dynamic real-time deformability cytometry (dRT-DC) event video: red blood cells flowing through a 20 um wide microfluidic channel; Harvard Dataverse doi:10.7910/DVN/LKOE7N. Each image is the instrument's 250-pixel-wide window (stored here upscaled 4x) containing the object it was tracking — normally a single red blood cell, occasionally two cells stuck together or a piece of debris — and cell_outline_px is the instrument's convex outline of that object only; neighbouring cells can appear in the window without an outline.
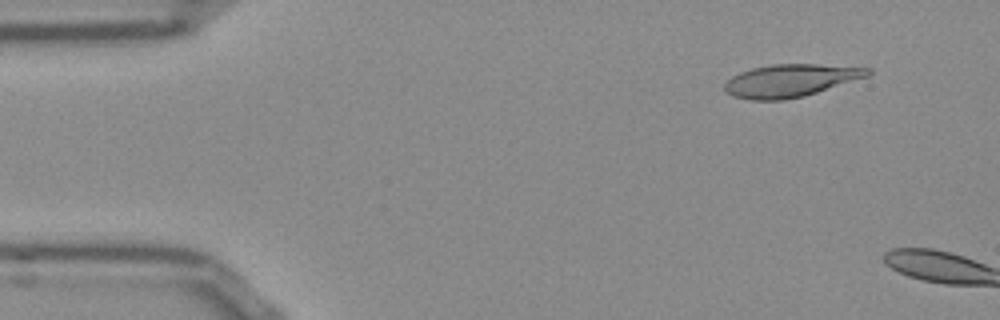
{"species": "Egyptian fruit bat (a non-hibernating species)", "species_latin": "Rousettus aegyptiacus", "temperature_condition": "room temperature", "stored_images_in_passage": 15, "camera_frame_rate_fps": 3000, "um_per_image_px": 0.085, "frame": {"image": 1, "passage_image": 5, "time_ms": 1.333, "image_size_px": [1000, 320], "cell_outline_px": [[872, 72], [868, 76], [804, 96], [784, 100], [752, 100], [732, 96], [724, 92], [724, 84], [732, 76], [740, 72], [752, 68], [772, 64], [816, 64], [872, 68]], "centroid_in_image_um": [67.17, 6.85], "position_along_channel_um": 17.8, "area_um2": 27.22}}